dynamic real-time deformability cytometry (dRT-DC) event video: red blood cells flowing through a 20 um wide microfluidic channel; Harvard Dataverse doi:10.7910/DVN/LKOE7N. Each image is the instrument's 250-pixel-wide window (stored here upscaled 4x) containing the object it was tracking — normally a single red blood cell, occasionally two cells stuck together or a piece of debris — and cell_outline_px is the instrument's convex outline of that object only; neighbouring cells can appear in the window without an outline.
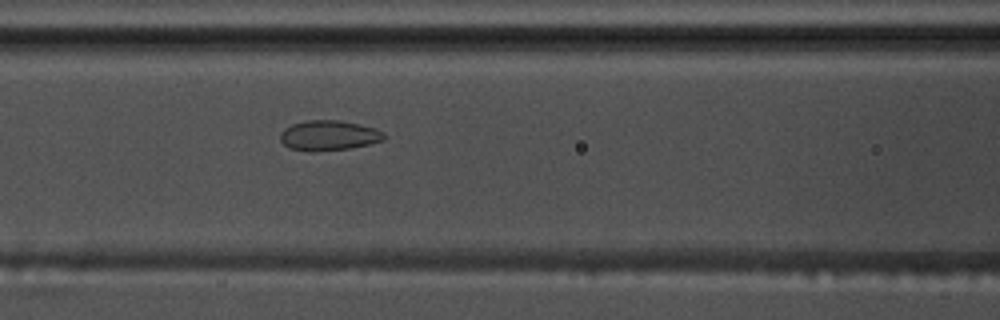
{"species": "common noctule bat (a hibernating species)", "species_latin": "Nyctalus noctula", "temperature_condition": "warm", "stored_images_in_passage": 39, "camera_frame_rate_fps": 3000, "um_per_image_px": 0.085, "animal": {"sex": "male", "body_mass_g": 17.5, "forearm_length_mm": 52.3}, "frame": {"image": 1, "passage_image": 7, "time_ms": 2.0, "image_size_px": [1000, 320], "cell_outline_px": [[384, 140], [352, 148], [288, 148], [280, 140], [280, 132], [284, 128], [292, 124], [304, 120], [340, 120], [360, 124], [376, 128], [384, 132]], "centroid_in_image_um": [27.98, 11.45], "position_along_channel_um": 138.6, "area_um2": 17.51}}
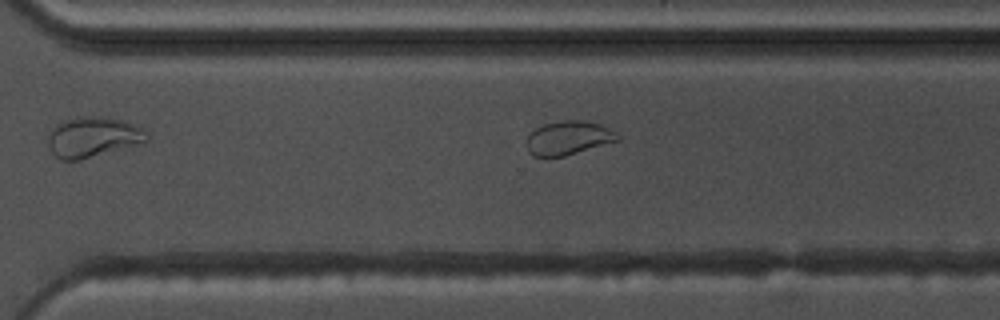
{"frame": {"image": 2, "passage_image": 22, "time_ms": 7.0, "image_size_px": [1000, 320], "cell_outline_px": [[620, 140], [564, 156], [532, 156], [528, 152], [524, 144], [528, 136], [536, 128], [544, 124], [560, 120], [584, 120], [600, 124], [616, 132], [620, 136]], "centroid_in_image_um": [48.29, 11.72], "position_along_channel_um": 322.3, "area_um2": 18.03}}
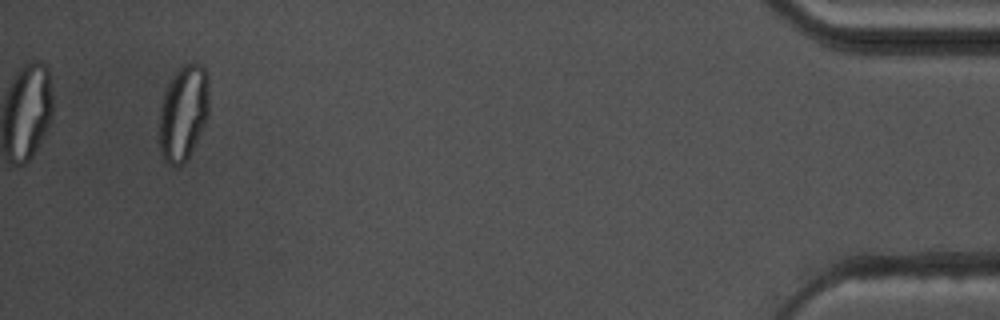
{"frame": {"image": 3, "passage_image": 36, "time_ms": 11.667, "image_size_px": [1000, 320], "cell_outline_px": [[208, 116], [184, 164], [168, 164], [164, 160], [160, 152], [160, 108], [164, 92], [172, 76], [180, 64], [192, 60], [200, 64], [204, 68], [208, 76]], "centroid_in_image_um": [15.58, 9.5], "position_along_channel_um": 419.6, "area_um2": 27.69}}